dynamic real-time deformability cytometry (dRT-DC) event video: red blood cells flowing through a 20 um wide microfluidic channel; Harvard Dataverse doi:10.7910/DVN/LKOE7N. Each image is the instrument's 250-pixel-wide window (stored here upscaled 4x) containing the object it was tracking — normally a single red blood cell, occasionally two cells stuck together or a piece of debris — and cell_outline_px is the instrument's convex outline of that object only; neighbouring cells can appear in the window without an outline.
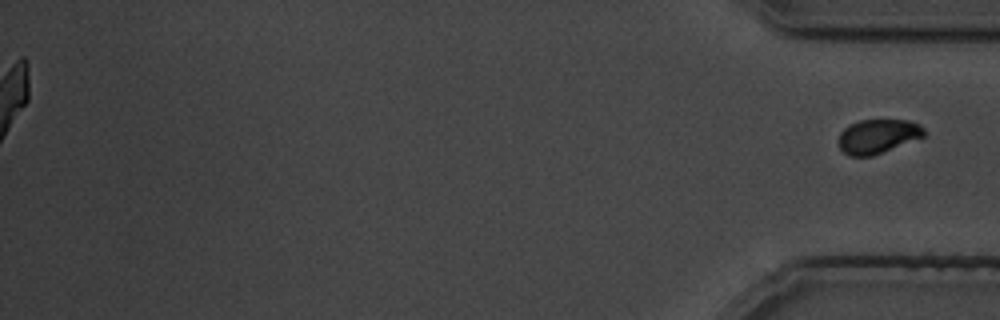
{"species": "common noctule bat (a hibernating species)", "species_latin": "Nyctalus noctula", "temperature_condition": "cold", "stored_images_in_passage": 42, "segment_of_instrument_passage": [2, 2], "camera_frame_rate_fps": 3000, "um_per_image_px": 0.085, "animal": {"sex": "male", "body_mass_g": 19.5, "forearm_length_mm": 54.6}, "frame": {"image": 1, "passage_image": 42, "time_ms": 47.333, "image_size_px": [1000, 320], "cell_outline_px": [[924, 136], [872, 156], [848, 156], [840, 148], [836, 140], [840, 132], [844, 128], [860, 120], [908, 120], [920, 124], [924, 128]], "centroid_in_image_um": [74.57, 11.58], "position_along_channel_um": 360.6, "area_um2": 16.99}}